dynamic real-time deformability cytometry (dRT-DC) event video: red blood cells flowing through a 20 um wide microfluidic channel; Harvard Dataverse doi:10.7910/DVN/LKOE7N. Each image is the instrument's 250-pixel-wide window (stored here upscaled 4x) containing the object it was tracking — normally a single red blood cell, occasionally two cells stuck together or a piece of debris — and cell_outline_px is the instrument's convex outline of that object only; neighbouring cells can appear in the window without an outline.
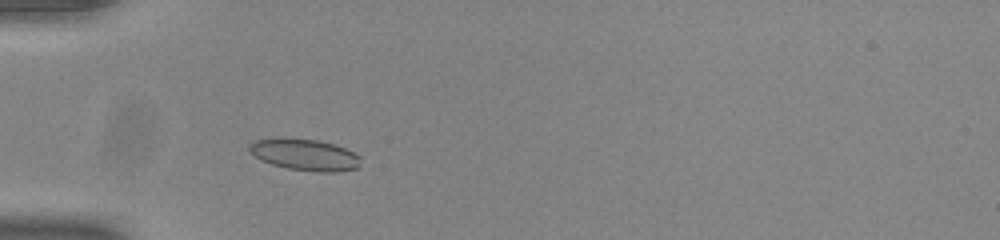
{"species": "common noctule bat (a hibernating species)", "species_latin": "Nyctalus noctula", "temperature_condition": "room temperature", "stored_images_in_passage": 43, "camera_frame_rate_fps": 3000, "um_per_image_px": 0.085, "animal": {"sex": "male", "body_mass_g": 20.0, "forearm_length_mm": 53.3}, "frame": {"image": 1, "passage_image": 7, "time_ms": 2.0, "image_size_px": [1000, 240], "cell_outline_px": [[360, 168], [336, 172], [316, 172], [288, 168], [272, 164], [260, 160], [248, 152], [248, 144], [256, 140], [276, 136], [284, 136], [316, 140], [336, 144], [360, 156]], "centroid_in_image_um": [25.86, 13.12], "position_along_channel_um": 59.1, "area_um2": 21.04}}
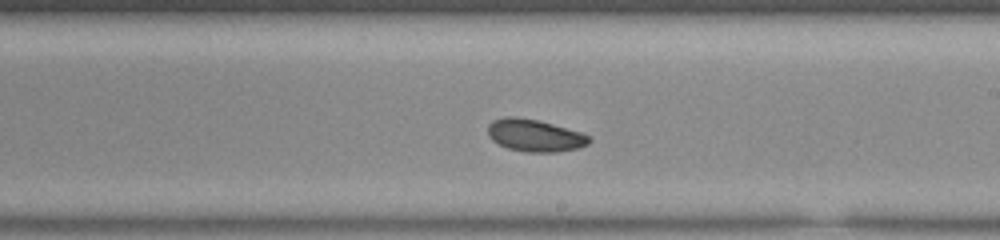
{"frame": {"image": 2, "passage_image": 22, "time_ms": 7.0, "image_size_px": [1000, 240], "cell_outline_px": [[592, 140], [588, 144], [576, 148], [556, 152], [524, 152], [508, 148], [492, 140], [488, 136], [488, 124], [492, 120], [504, 116], [512, 116], [540, 120], [580, 132], [592, 136]], "centroid_in_image_um": [45.45, 11.5], "position_along_channel_um": 243.6, "area_um2": 19.19}}
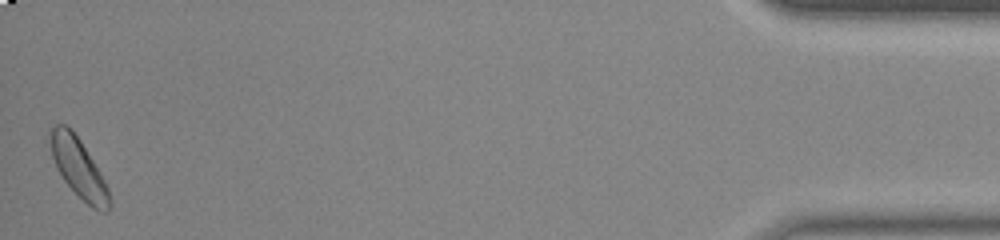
{"frame": {"image": 3, "passage_image": 43, "time_ms": 14.0, "image_size_px": [1000, 240], "cell_outline_px": [[112, 204], [108, 212], [100, 212], [92, 208], [64, 180], [56, 168], [52, 156], [48, 128], [56, 124], [64, 124], [80, 140], [100, 172], [108, 188]], "centroid_in_image_um": [6.68, 14.29], "position_along_channel_um": 428.5, "area_um2": 20.17}, "authors_computed_cell_mechanics": {"area_um2": 19.2474, "velocity_mm_per_s": 3.8506, "shape_relaxation_time_tau1_ms": 4.5069, "shape_relaxation_time_tau2_ms": 3.5226, "deformation_change_tau1": 0.0924, "deformation_change_tau2": 0.0653}}